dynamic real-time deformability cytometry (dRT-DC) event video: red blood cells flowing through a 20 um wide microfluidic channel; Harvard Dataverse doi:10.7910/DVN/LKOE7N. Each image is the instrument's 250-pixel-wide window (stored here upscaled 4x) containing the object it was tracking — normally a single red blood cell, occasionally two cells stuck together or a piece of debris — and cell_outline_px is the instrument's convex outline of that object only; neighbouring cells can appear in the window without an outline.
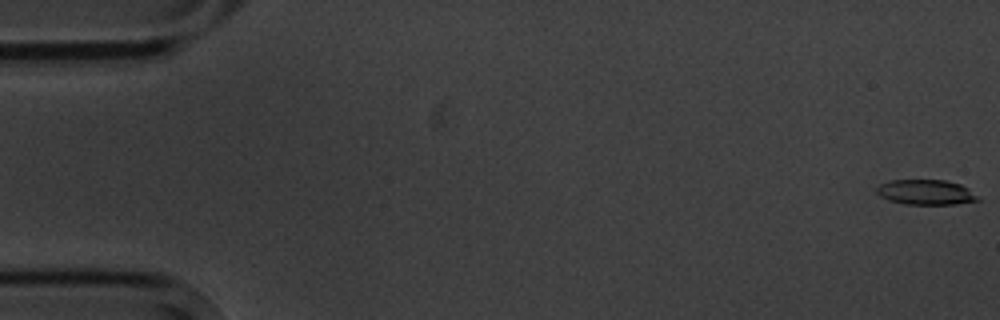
{"species": "common noctule bat (a hibernating species)", "species_latin": "Nyctalus noctula", "temperature_condition": "cold", "stored_images_in_passage": 15, "camera_frame_rate_fps": 3000, "um_per_image_px": 0.085, "animal": {"sex": "male", "body_mass_g": 20.1, "forearm_length_mm": 53.5}, "frame": {"image": 1, "passage_image": 1, "time_ms": 0.0, "image_size_px": [1000, 320], "cell_outline_px": [[980, 200], [956, 204], [904, 204], [888, 200], [880, 196], [876, 192], [876, 188], [880, 184], [888, 180], [944, 180], [960, 184], [968, 188]], "centroid_in_image_um": [78.65, 16.34], "position_along_channel_um": 6.3, "area_um2": 14.74}}
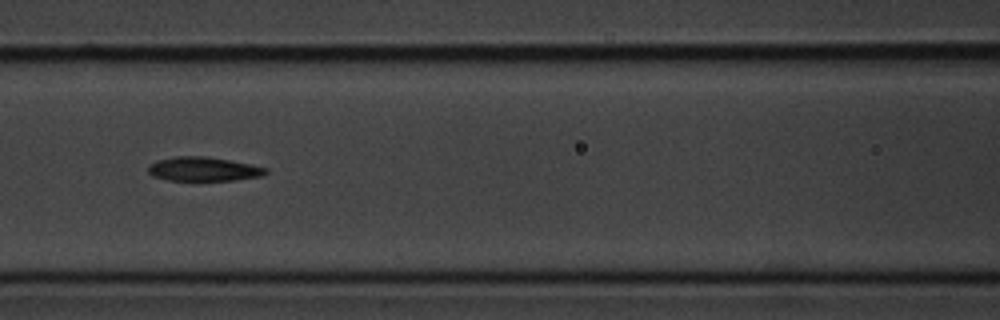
{"frame": {"image": 2, "passage_image": 7, "time_ms": 8.0, "image_size_px": [1000, 320], "cell_outline_px": [[268, 172], [260, 176], [236, 180], [168, 180], [152, 176], [148, 172], [148, 164], [160, 160], [176, 156], [208, 156], [252, 164], [268, 168]], "centroid_in_image_um": [17.31, 14.36], "position_along_channel_um": 149.3, "area_um2": 16.53}}
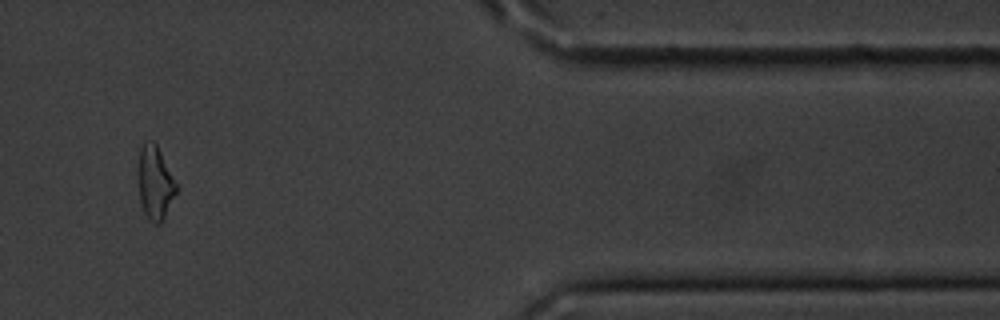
{"frame": {"image": 3, "passage_image": 13, "time_ms": 16.0, "image_size_px": [1000, 320], "cell_outline_px": [[180, 188], [160, 224], [156, 224], [148, 220], [144, 212], [140, 200], [140, 148], [144, 140], [152, 140], [156, 144], [180, 184]], "centroid_in_image_um": [13.26, 15.53], "position_along_channel_um": 398.1, "area_um2": 16.47}, "authors_computed_cell_mechanics": {"area_um2": 16.473, "velocity_mm_per_s": 3.5423, "shape_relaxation_time_tau1_ms": 2.8755, "shape_relaxation_time_tau2_ms": null, "deformation_change_tau1": 0.0965, "deformation_change_tau2": null}}